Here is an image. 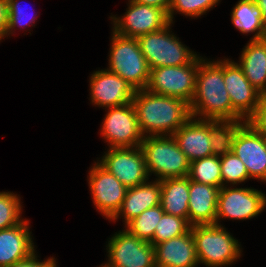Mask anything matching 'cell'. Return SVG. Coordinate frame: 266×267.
Masks as SVG:
<instances>
[{"mask_svg":"<svg viewBox=\"0 0 266 267\" xmlns=\"http://www.w3.org/2000/svg\"><path fill=\"white\" fill-rule=\"evenodd\" d=\"M191 117L200 120H243L232 108L223 79V60L199 61Z\"/></svg>","mask_w":266,"mask_h":267,"instance_id":"cell-1","label":"cell"},{"mask_svg":"<svg viewBox=\"0 0 266 267\" xmlns=\"http://www.w3.org/2000/svg\"><path fill=\"white\" fill-rule=\"evenodd\" d=\"M132 103L144 137L173 135L191 118L190 104L186 101L146 89L136 90Z\"/></svg>","mask_w":266,"mask_h":267,"instance_id":"cell-2","label":"cell"},{"mask_svg":"<svg viewBox=\"0 0 266 267\" xmlns=\"http://www.w3.org/2000/svg\"><path fill=\"white\" fill-rule=\"evenodd\" d=\"M191 230L199 264L226 267L240 259L241 244L223 225H193Z\"/></svg>","mask_w":266,"mask_h":267,"instance_id":"cell-3","label":"cell"},{"mask_svg":"<svg viewBox=\"0 0 266 267\" xmlns=\"http://www.w3.org/2000/svg\"><path fill=\"white\" fill-rule=\"evenodd\" d=\"M140 148L149 177L153 173L161 181L188 176L190 162L172 135L145 136Z\"/></svg>","mask_w":266,"mask_h":267,"instance_id":"cell-4","label":"cell"},{"mask_svg":"<svg viewBox=\"0 0 266 267\" xmlns=\"http://www.w3.org/2000/svg\"><path fill=\"white\" fill-rule=\"evenodd\" d=\"M108 70L117 74L133 86L135 90L145 89L150 69L142 54L138 40L112 31Z\"/></svg>","mask_w":266,"mask_h":267,"instance_id":"cell-5","label":"cell"},{"mask_svg":"<svg viewBox=\"0 0 266 267\" xmlns=\"http://www.w3.org/2000/svg\"><path fill=\"white\" fill-rule=\"evenodd\" d=\"M172 23L166 27L138 36V44L149 69L165 66H181L191 63L198 55L170 31Z\"/></svg>","mask_w":266,"mask_h":267,"instance_id":"cell-6","label":"cell"},{"mask_svg":"<svg viewBox=\"0 0 266 267\" xmlns=\"http://www.w3.org/2000/svg\"><path fill=\"white\" fill-rule=\"evenodd\" d=\"M202 58L198 55L187 65L150 69L145 89L154 94L176 97L190 104L196 92V75Z\"/></svg>","mask_w":266,"mask_h":267,"instance_id":"cell-7","label":"cell"},{"mask_svg":"<svg viewBox=\"0 0 266 267\" xmlns=\"http://www.w3.org/2000/svg\"><path fill=\"white\" fill-rule=\"evenodd\" d=\"M221 187L218 194L215 224L221 219L248 220L257 217L266 207V194L254 188Z\"/></svg>","mask_w":266,"mask_h":267,"instance_id":"cell-8","label":"cell"},{"mask_svg":"<svg viewBox=\"0 0 266 267\" xmlns=\"http://www.w3.org/2000/svg\"><path fill=\"white\" fill-rule=\"evenodd\" d=\"M100 134L109 148L138 147L144 139L133 104L109 107Z\"/></svg>","mask_w":266,"mask_h":267,"instance_id":"cell-9","label":"cell"},{"mask_svg":"<svg viewBox=\"0 0 266 267\" xmlns=\"http://www.w3.org/2000/svg\"><path fill=\"white\" fill-rule=\"evenodd\" d=\"M106 247L107 267H156L154 246L126 229L109 238Z\"/></svg>","mask_w":266,"mask_h":267,"instance_id":"cell-10","label":"cell"},{"mask_svg":"<svg viewBox=\"0 0 266 267\" xmlns=\"http://www.w3.org/2000/svg\"><path fill=\"white\" fill-rule=\"evenodd\" d=\"M127 6L122 18L110 16L113 23L112 31L119 35L137 38L170 24L168 13L163 9L140 4L134 0H128Z\"/></svg>","mask_w":266,"mask_h":267,"instance_id":"cell-11","label":"cell"},{"mask_svg":"<svg viewBox=\"0 0 266 267\" xmlns=\"http://www.w3.org/2000/svg\"><path fill=\"white\" fill-rule=\"evenodd\" d=\"M104 154L97 162L125 187H135L150 179L140 146L108 148Z\"/></svg>","mask_w":266,"mask_h":267,"instance_id":"cell-12","label":"cell"},{"mask_svg":"<svg viewBox=\"0 0 266 267\" xmlns=\"http://www.w3.org/2000/svg\"><path fill=\"white\" fill-rule=\"evenodd\" d=\"M94 163L87 176L92 201L97 211L110 221L121 209L128 188L98 162Z\"/></svg>","mask_w":266,"mask_h":267,"instance_id":"cell-13","label":"cell"},{"mask_svg":"<svg viewBox=\"0 0 266 267\" xmlns=\"http://www.w3.org/2000/svg\"><path fill=\"white\" fill-rule=\"evenodd\" d=\"M232 152L239 157L250 179L266 183V138L248 122L238 130L233 140Z\"/></svg>","mask_w":266,"mask_h":267,"instance_id":"cell-14","label":"cell"},{"mask_svg":"<svg viewBox=\"0 0 266 267\" xmlns=\"http://www.w3.org/2000/svg\"><path fill=\"white\" fill-rule=\"evenodd\" d=\"M223 79L233 110L247 121L259 105L262 94L245 77L237 62L223 59Z\"/></svg>","mask_w":266,"mask_h":267,"instance_id":"cell-15","label":"cell"},{"mask_svg":"<svg viewBox=\"0 0 266 267\" xmlns=\"http://www.w3.org/2000/svg\"><path fill=\"white\" fill-rule=\"evenodd\" d=\"M89 78L90 100L98 107H116L133 104L136 90L126 80L106 69L94 71Z\"/></svg>","mask_w":266,"mask_h":267,"instance_id":"cell-16","label":"cell"},{"mask_svg":"<svg viewBox=\"0 0 266 267\" xmlns=\"http://www.w3.org/2000/svg\"><path fill=\"white\" fill-rule=\"evenodd\" d=\"M156 267H197L196 244L190 229L187 233L154 245Z\"/></svg>","mask_w":266,"mask_h":267,"instance_id":"cell-17","label":"cell"},{"mask_svg":"<svg viewBox=\"0 0 266 267\" xmlns=\"http://www.w3.org/2000/svg\"><path fill=\"white\" fill-rule=\"evenodd\" d=\"M28 219L0 230V267H9L35 252Z\"/></svg>","mask_w":266,"mask_h":267,"instance_id":"cell-18","label":"cell"},{"mask_svg":"<svg viewBox=\"0 0 266 267\" xmlns=\"http://www.w3.org/2000/svg\"><path fill=\"white\" fill-rule=\"evenodd\" d=\"M172 136L189 162L212 156L210 120L191 117Z\"/></svg>","mask_w":266,"mask_h":267,"instance_id":"cell-19","label":"cell"},{"mask_svg":"<svg viewBox=\"0 0 266 267\" xmlns=\"http://www.w3.org/2000/svg\"><path fill=\"white\" fill-rule=\"evenodd\" d=\"M220 188L189 179L188 223L215 224Z\"/></svg>","mask_w":266,"mask_h":267,"instance_id":"cell-20","label":"cell"},{"mask_svg":"<svg viewBox=\"0 0 266 267\" xmlns=\"http://www.w3.org/2000/svg\"><path fill=\"white\" fill-rule=\"evenodd\" d=\"M128 188L121 209L110 220L116 222L118 218L124 219L126 225L143 211L160 205L161 181L154 180ZM124 217V218H123Z\"/></svg>","mask_w":266,"mask_h":267,"instance_id":"cell-21","label":"cell"},{"mask_svg":"<svg viewBox=\"0 0 266 267\" xmlns=\"http://www.w3.org/2000/svg\"><path fill=\"white\" fill-rule=\"evenodd\" d=\"M248 42L237 64L251 85L266 95V37Z\"/></svg>","mask_w":266,"mask_h":267,"instance_id":"cell-22","label":"cell"},{"mask_svg":"<svg viewBox=\"0 0 266 267\" xmlns=\"http://www.w3.org/2000/svg\"><path fill=\"white\" fill-rule=\"evenodd\" d=\"M189 178L176 177L161 180L160 205L166 214L188 221Z\"/></svg>","mask_w":266,"mask_h":267,"instance_id":"cell-23","label":"cell"},{"mask_svg":"<svg viewBox=\"0 0 266 267\" xmlns=\"http://www.w3.org/2000/svg\"><path fill=\"white\" fill-rule=\"evenodd\" d=\"M231 22L243 35L254 33L250 40L266 37L262 11L255 0H239L232 9Z\"/></svg>","mask_w":266,"mask_h":267,"instance_id":"cell-24","label":"cell"},{"mask_svg":"<svg viewBox=\"0 0 266 267\" xmlns=\"http://www.w3.org/2000/svg\"><path fill=\"white\" fill-rule=\"evenodd\" d=\"M244 120H210L212 155L223 157L232 152L233 140Z\"/></svg>","mask_w":266,"mask_h":267,"instance_id":"cell-25","label":"cell"},{"mask_svg":"<svg viewBox=\"0 0 266 267\" xmlns=\"http://www.w3.org/2000/svg\"><path fill=\"white\" fill-rule=\"evenodd\" d=\"M188 178L197 183L221 188L220 157L212 155L190 162Z\"/></svg>","mask_w":266,"mask_h":267,"instance_id":"cell-26","label":"cell"},{"mask_svg":"<svg viewBox=\"0 0 266 267\" xmlns=\"http://www.w3.org/2000/svg\"><path fill=\"white\" fill-rule=\"evenodd\" d=\"M165 212L161 205L146 209L139 216L129 221L124 228L131 234L143 241L151 242L155 229Z\"/></svg>","mask_w":266,"mask_h":267,"instance_id":"cell-27","label":"cell"},{"mask_svg":"<svg viewBox=\"0 0 266 267\" xmlns=\"http://www.w3.org/2000/svg\"><path fill=\"white\" fill-rule=\"evenodd\" d=\"M190 229L191 225L186 219L164 213L156 226L153 240L150 243L154 246L155 244L181 236Z\"/></svg>","mask_w":266,"mask_h":267,"instance_id":"cell-28","label":"cell"},{"mask_svg":"<svg viewBox=\"0 0 266 267\" xmlns=\"http://www.w3.org/2000/svg\"><path fill=\"white\" fill-rule=\"evenodd\" d=\"M21 197L13 192H0V230L11 228L19 224L22 208Z\"/></svg>","mask_w":266,"mask_h":267,"instance_id":"cell-29","label":"cell"},{"mask_svg":"<svg viewBox=\"0 0 266 267\" xmlns=\"http://www.w3.org/2000/svg\"><path fill=\"white\" fill-rule=\"evenodd\" d=\"M222 187L238 185L250 179L248 171L242 160L233 152L220 157Z\"/></svg>","mask_w":266,"mask_h":267,"instance_id":"cell-30","label":"cell"},{"mask_svg":"<svg viewBox=\"0 0 266 267\" xmlns=\"http://www.w3.org/2000/svg\"><path fill=\"white\" fill-rule=\"evenodd\" d=\"M220 0H172L170 5V9L168 12V17L170 23L173 22L174 14H183L186 17H193L194 19L197 17H201L203 14L212 8H214ZM176 12V13H175Z\"/></svg>","mask_w":266,"mask_h":267,"instance_id":"cell-31","label":"cell"},{"mask_svg":"<svg viewBox=\"0 0 266 267\" xmlns=\"http://www.w3.org/2000/svg\"><path fill=\"white\" fill-rule=\"evenodd\" d=\"M19 0H7V9H8V17H7V27L5 37H8L14 34L16 27H20L22 29H27V27L31 24L32 27L35 26L36 15L27 14L25 8L21 6Z\"/></svg>","mask_w":266,"mask_h":267,"instance_id":"cell-32","label":"cell"},{"mask_svg":"<svg viewBox=\"0 0 266 267\" xmlns=\"http://www.w3.org/2000/svg\"><path fill=\"white\" fill-rule=\"evenodd\" d=\"M258 133L266 136V95H262L254 114L246 121Z\"/></svg>","mask_w":266,"mask_h":267,"instance_id":"cell-33","label":"cell"},{"mask_svg":"<svg viewBox=\"0 0 266 267\" xmlns=\"http://www.w3.org/2000/svg\"><path fill=\"white\" fill-rule=\"evenodd\" d=\"M9 267H57V262L54 257H49L41 262L35 251L28 258L18 261Z\"/></svg>","mask_w":266,"mask_h":267,"instance_id":"cell-34","label":"cell"},{"mask_svg":"<svg viewBox=\"0 0 266 267\" xmlns=\"http://www.w3.org/2000/svg\"><path fill=\"white\" fill-rule=\"evenodd\" d=\"M7 0H0V42L5 38L6 27H7Z\"/></svg>","mask_w":266,"mask_h":267,"instance_id":"cell-35","label":"cell"},{"mask_svg":"<svg viewBox=\"0 0 266 267\" xmlns=\"http://www.w3.org/2000/svg\"><path fill=\"white\" fill-rule=\"evenodd\" d=\"M134 1L140 4H145V5L163 9L167 13L169 12L170 5L172 3V0H134Z\"/></svg>","mask_w":266,"mask_h":267,"instance_id":"cell-36","label":"cell"},{"mask_svg":"<svg viewBox=\"0 0 266 267\" xmlns=\"http://www.w3.org/2000/svg\"><path fill=\"white\" fill-rule=\"evenodd\" d=\"M255 3L262 11L263 24L266 27V0H255Z\"/></svg>","mask_w":266,"mask_h":267,"instance_id":"cell-37","label":"cell"},{"mask_svg":"<svg viewBox=\"0 0 266 267\" xmlns=\"http://www.w3.org/2000/svg\"><path fill=\"white\" fill-rule=\"evenodd\" d=\"M99 267H107L105 264L100 265Z\"/></svg>","mask_w":266,"mask_h":267,"instance_id":"cell-38","label":"cell"}]
</instances>
